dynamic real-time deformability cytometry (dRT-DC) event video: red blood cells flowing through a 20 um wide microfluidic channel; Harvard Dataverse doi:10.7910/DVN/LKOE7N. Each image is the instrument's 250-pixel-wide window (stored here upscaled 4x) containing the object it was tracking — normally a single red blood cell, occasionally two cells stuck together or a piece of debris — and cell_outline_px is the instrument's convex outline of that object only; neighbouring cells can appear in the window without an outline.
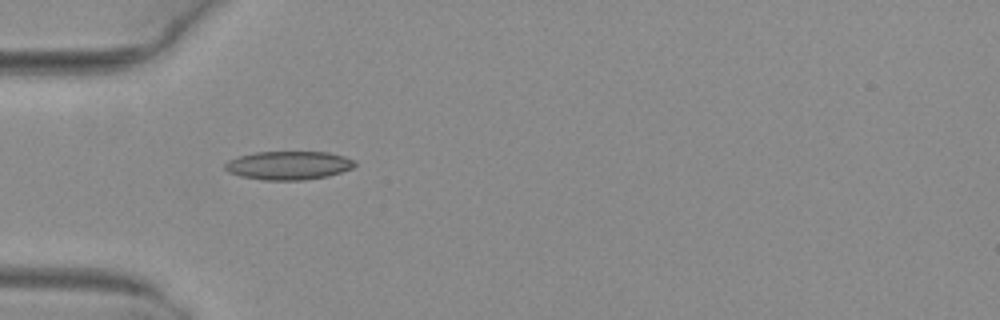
{"species": "common noctule bat (a hibernating species)", "species_latin": "Nyctalus noctula", "temperature_condition": "warm", "stored_images_in_passage": 6, "camera_frame_rate_fps": 3000, "um_per_image_px": 0.085, "animal": {"sex": "female", "body_mass_g": 29.2, "forearm_length_mm": 56.3}, "frame": {"image": 1, "passage_image": 5, "time_ms": 1.333, "image_size_px": [1000, 320], "cell_outline_px": [[356, 164], [352, 168], [328, 176], [304, 180], [264, 180], [240, 176], [228, 172], [224, 168], [224, 164], [228, 160], [240, 156], [256, 152], [328, 152], [344, 156], [356, 160]], "centroid_in_image_um": [24.53, 14.06], "position_along_channel_um": 60.5, "area_um2": 21.62}}
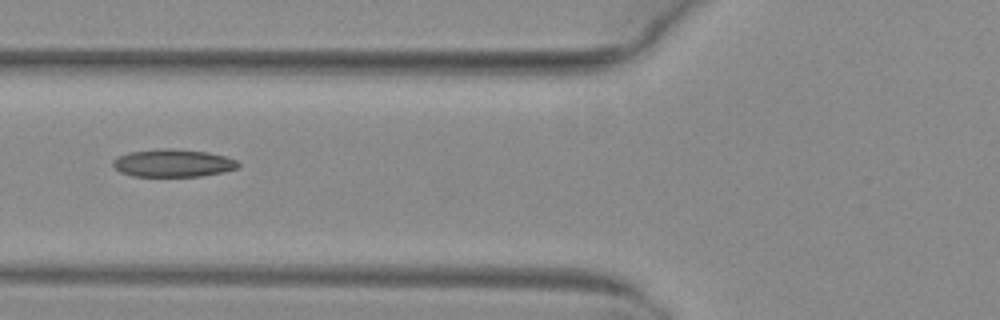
{"frame": {"image": 2, "passage_image": 6, "time_ms": 1.667, "image_size_px": [1000, 320], "cell_outline_px": [[240, 164], [236, 168], [224, 172], [200, 176], [132, 176], [120, 172], [112, 164], [112, 160], [116, 156], [128, 152], [164, 148], [172, 148], [208, 152], [224, 156], [236, 160]], "centroid_in_image_um": [14.67, 13.85], "position_along_channel_um": 111.1, "area_um2": 20.29}}